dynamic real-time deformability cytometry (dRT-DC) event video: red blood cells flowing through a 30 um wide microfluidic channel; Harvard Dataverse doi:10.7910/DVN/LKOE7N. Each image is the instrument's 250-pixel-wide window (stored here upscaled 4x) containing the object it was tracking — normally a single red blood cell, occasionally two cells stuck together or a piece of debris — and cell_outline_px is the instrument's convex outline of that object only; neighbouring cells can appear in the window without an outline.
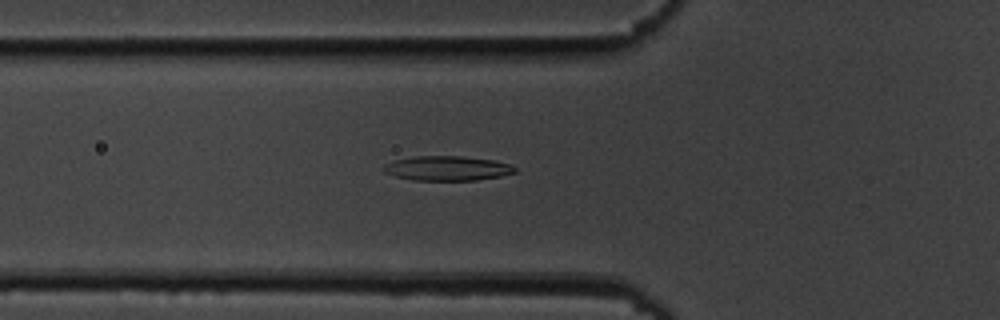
{"species": "common noctule bat (a hibernating species)", "species_latin": "Nyctalus noctula", "temperature_condition": "cold", "stored_images_in_passage": 40, "camera_frame_rate_fps": 3000, "um_per_image_px": 0.085, "animal": {"sex": "male", "body_mass_g": 19.5, "forearm_length_mm": 54.6}, "frame": {"image": 1, "passage_image": 4, "time_ms": 1.0, "image_size_px": [1000, 320], "cell_outline_px": [[516, 172], [500, 176], [476, 180], [412, 180], [396, 176], [384, 172], [380, 168], [384, 164], [396, 160], [416, 156], [460, 156], [492, 160], [508, 164], [516, 168]], "centroid_in_image_um": [37.97, 14.31], "position_along_channel_um": 87.8, "area_um2": 18.67}}
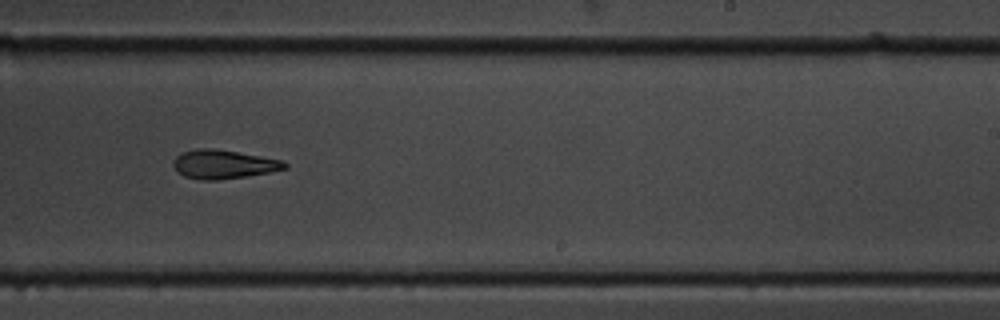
{"frame": {"image": 2, "passage_image": 19, "time_ms": 6.0, "image_size_px": [1000, 320], "cell_outline_px": [[288, 168], [272, 172], [216, 180], [200, 180], [184, 176], [176, 172], [172, 164], [176, 156], [180, 152], [196, 148], [208, 148], [236, 152], [284, 160], [288, 164]], "centroid_in_image_um": [18.98, 13.96], "position_along_channel_um": 270.0, "area_um2": 18.79}}
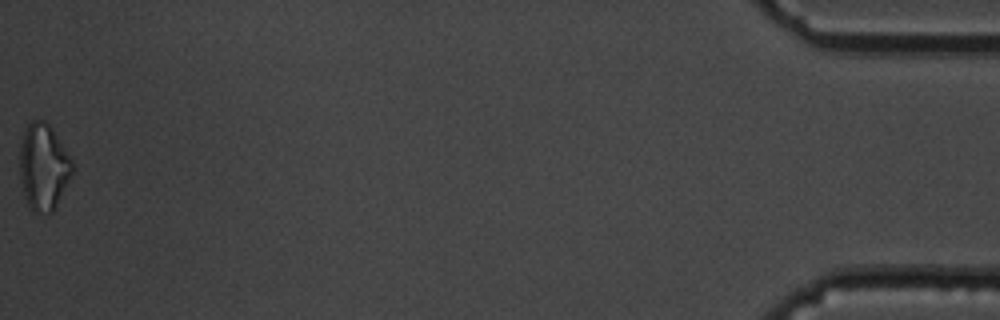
{"frame": {"image": 3, "passage_image": 40, "time_ms": 13.0, "image_size_px": [1000, 320], "cell_outline_px": [[76, 168], [52, 212], [32, 212], [28, 204], [24, 192], [20, 172], [20, 144], [24, 132], [28, 124], [32, 120], [44, 120], [52, 128], [72, 160]], "centroid_in_image_um": [3.72, 14.16], "position_along_channel_um": 431.5, "area_um2": 26.24}, "authors_computed_cell_mechanics": {"area_um2": 19.0162, "velocity_mm_per_s": 3.6383, "shape_relaxation_time_tau1_ms": 5.5494, "shape_relaxation_time_tau2_ms": 3.8745, "deformation_change_tau1": 0.1655, "deformation_change_tau2": 0.1303}}